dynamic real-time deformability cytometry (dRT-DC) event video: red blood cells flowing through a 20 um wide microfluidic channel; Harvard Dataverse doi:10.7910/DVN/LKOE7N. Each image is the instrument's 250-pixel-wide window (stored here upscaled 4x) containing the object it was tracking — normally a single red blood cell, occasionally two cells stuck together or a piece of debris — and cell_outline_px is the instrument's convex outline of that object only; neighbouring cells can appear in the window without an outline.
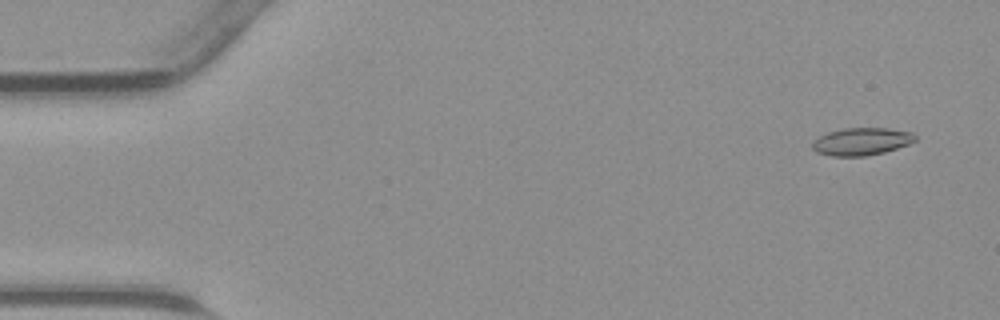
{"species": "common noctule bat (a hibernating species)", "species_latin": "Nyctalus noctula", "temperature_condition": "warm", "stored_images_in_passage": 45, "camera_frame_rate_fps": 3000, "um_per_image_px": 0.085, "animal": {"sex": "male", "body_mass_g": 23.1, "forearm_length_mm": 52.7}, "frame": {"image": 1, "passage_image": 3, "time_ms": 0.667, "image_size_px": [1000, 320], "cell_outline_px": [[916, 140], [908, 144], [884, 152], [864, 156], [832, 156], [816, 152], [812, 148], [812, 144], [820, 136], [828, 132], [844, 128], [888, 128], [912, 132], [916, 136]], "centroid_in_image_um": [73.24, 12.02], "position_along_channel_um": 11.8, "area_um2": 16.36}}
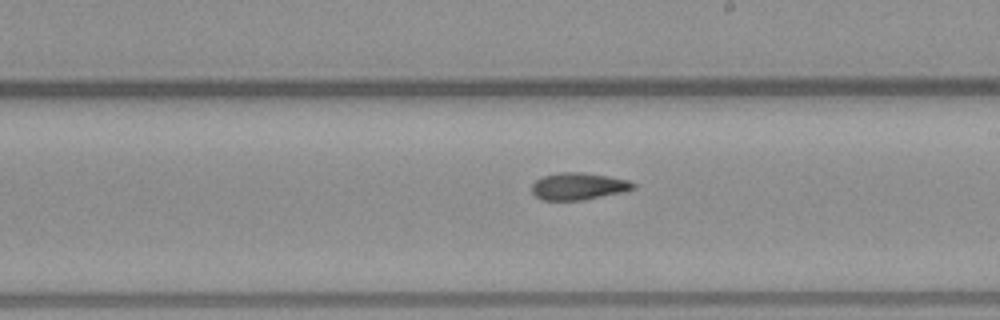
{"frame": {"image": 2, "passage_image": 26, "time_ms": 8.333, "image_size_px": [1000, 320], "cell_outline_px": [[636, 188], [624, 192], [584, 200], [540, 200], [532, 192], [532, 184], [536, 180], [544, 176], [560, 172], [584, 172], [608, 176], [628, 180], [636, 184]], "centroid_in_image_um": [49.19, 15.84], "position_along_channel_um": 239.8, "area_um2": 16.13}}
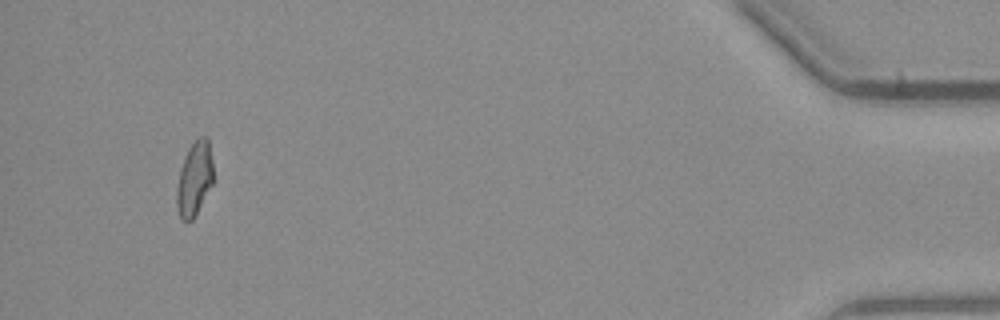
{"frame": {"image": 3, "passage_image": 43, "time_ms": 14.0, "image_size_px": [1000, 320], "cell_outline_px": [[212, 184], [192, 220], [180, 220], [176, 204], [176, 188], [180, 168], [184, 156], [188, 148], [200, 136], [208, 136], [212, 160]], "centroid_in_image_um": [16.5, 15.17], "position_along_channel_um": 418.7, "area_um2": 15.72}}